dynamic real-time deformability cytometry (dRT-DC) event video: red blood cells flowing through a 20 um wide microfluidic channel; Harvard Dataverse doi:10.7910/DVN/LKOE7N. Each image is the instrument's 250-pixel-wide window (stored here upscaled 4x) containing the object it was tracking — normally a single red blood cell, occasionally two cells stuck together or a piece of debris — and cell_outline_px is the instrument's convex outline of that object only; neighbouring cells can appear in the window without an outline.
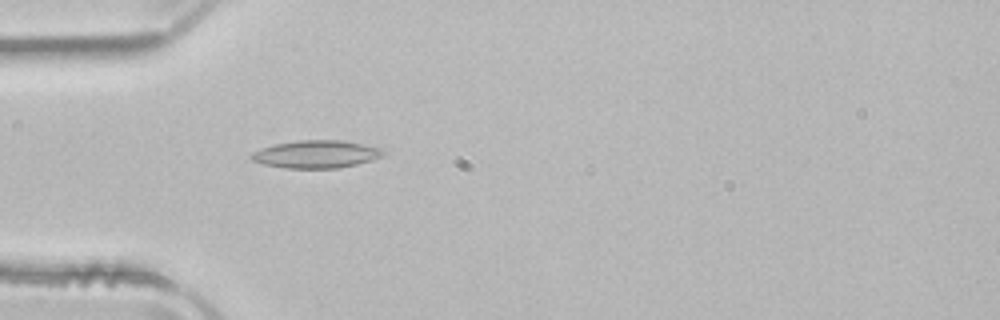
{"species": "common noctule bat (a hibernating species)", "species_latin": "Nyctalus noctula", "temperature_condition": "room temperature", "stored_images_in_passage": 51, "camera_frame_rate_fps": 3000, "um_per_image_px": 0.085, "animal": {"sex": "male", "body_mass_g": 21.5, "forearm_length_mm": 52.0}, "frame": {"image": 1, "passage_image": 15, "time_ms": 4.667, "image_size_px": [1000, 320], "cell_outline_px": [[384, 156], [372, 160], [356, 164], [336, 168], [284, 168], [264, 164], [252, 160], [248, 156], [252, 152], [260, 148], [272, 144], [300, 140], [344, 140], [380, 148], [384, 152]], "centroid_in_image_um": [26.84, 13.1], "position_along_channel_um": 58.2, "area_um2": 21.33}}
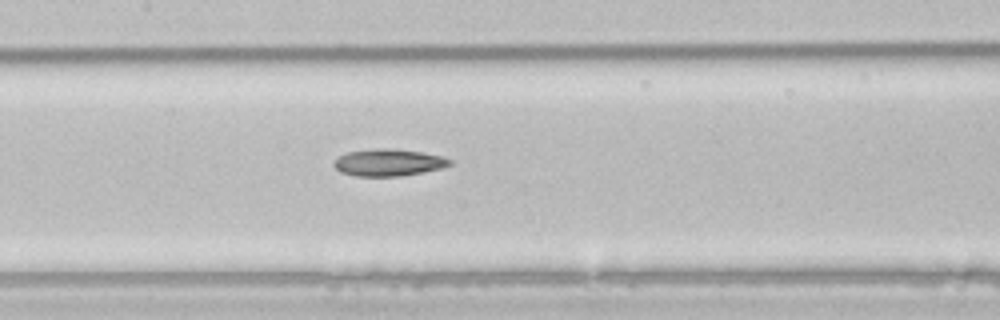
{"frame": {"image": 2, "passage_image": 24, "time_ms": 7.667, "image_size_px": [1000, 320], "cell_outline_px": [[452, 164], [440, 168], [424, 172], [400, 176], [356, 176], [340, 172], [332, 164], [340, 156], [348, 152], [376, 148], [384, 148], [420, 152], [440, 156], [452, 160]], "centroid_in_image_um": [33.01, 13.82], "position_along_channel_um": 174.4, "area_um2": 17.98}}
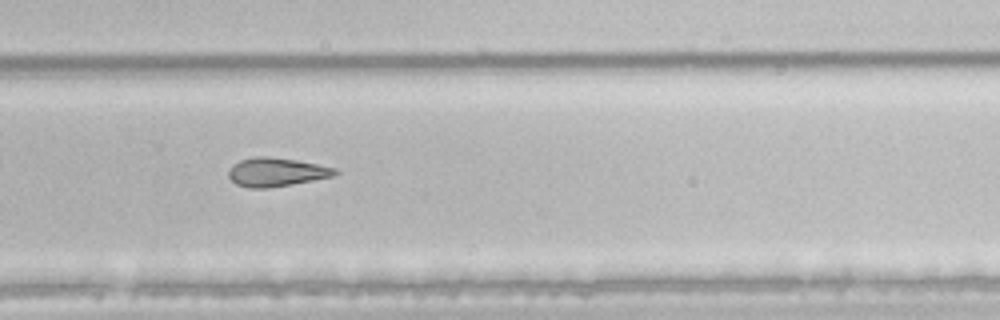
{"frame": {"image": 3, "passage_image": 34, "time_ms": 11.0, "image_size_px": [1000, 320], "cell_outline_px": [[340, 172], [332, 176], [312, 180], [268, 188], [248, 188], [236, 184], [228, 176], [228, 172], [232, 164], [240, 160], [256, 156], [268, 156], [296, 160], [336, 168]], "centroid_in_image_um": [23.45, 14.62], "position_along_channel_um": 306.3, "area_um2": 17.69}}